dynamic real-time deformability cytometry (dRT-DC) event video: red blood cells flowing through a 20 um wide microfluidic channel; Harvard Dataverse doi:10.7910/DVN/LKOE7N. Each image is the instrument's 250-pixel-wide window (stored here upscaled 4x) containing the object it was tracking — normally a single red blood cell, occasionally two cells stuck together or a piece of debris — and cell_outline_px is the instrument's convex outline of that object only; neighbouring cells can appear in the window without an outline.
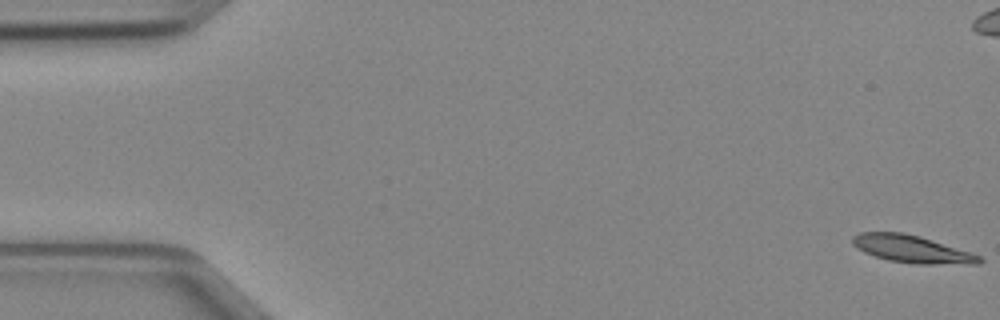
{"species": "Egyptian fruit bat (a non-hibernating species)", "species_latin": "Rousettus aegyptiacus", "temperature_condition": "cold", "stored_images_in_passage": 3, "camera_frame_rate_fps": 3000, "um_per_image_px": 0.085, "animal": {"sex": "female"}, "frame": {"image": 1, "passage_image": 1, "time_ms": 0.0, "image_size_px": [1000, 320], "cell_outline_px": [[984, 260], [980, 264], [916, 264], [888, 260], [864, 252], [856, 248], [852, 244], [852, 236], [860, 232], [904, 232], [920, 236], [972, 252], [980, 256]], "centroid_in_image_um": [77.53, 21.17], "position_along_channel_um": 7.5, "area_um2": 20.46}}